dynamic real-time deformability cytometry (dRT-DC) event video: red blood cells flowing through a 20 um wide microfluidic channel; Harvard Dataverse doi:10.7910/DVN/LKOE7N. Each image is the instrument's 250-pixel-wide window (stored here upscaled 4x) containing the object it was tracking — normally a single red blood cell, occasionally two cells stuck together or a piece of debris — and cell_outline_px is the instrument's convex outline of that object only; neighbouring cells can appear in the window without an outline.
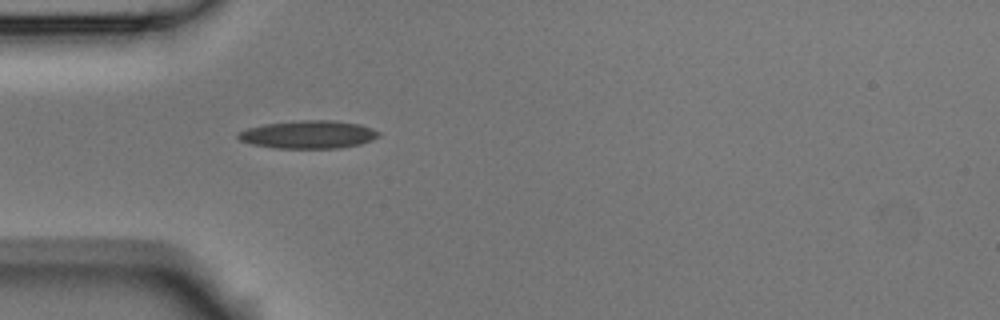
{"species": "Egyptian fruit bat (a non-hibernating species)", "species_latin": "Rousettus aegyptiacus", "temperature_condition": "room temperature", "stored_images_in_passage": 1, "camera_frame_rate_fps": 3000, "um_per_image_px": 0.085, "animal": {"sex": "male"}, "frame": {"image": 1, "passage_image": 1, "time_ms": 0.0, "image_size_px": [1000, 320], "cell_outline_px": [[380, 136], [372, 140], [360, 144], [336, 148], [276, 148], [252, 144], [240, 140], [236, 136], [240, 132], [248, 128], [264, 124], [300, 120], [332, 120], [360, 124], [372, 128], [380, 132]], "centroid_in_image_um": [26.24, 11.43], "position_along_channel_um": 58.8, "area_um2": 22.83}}